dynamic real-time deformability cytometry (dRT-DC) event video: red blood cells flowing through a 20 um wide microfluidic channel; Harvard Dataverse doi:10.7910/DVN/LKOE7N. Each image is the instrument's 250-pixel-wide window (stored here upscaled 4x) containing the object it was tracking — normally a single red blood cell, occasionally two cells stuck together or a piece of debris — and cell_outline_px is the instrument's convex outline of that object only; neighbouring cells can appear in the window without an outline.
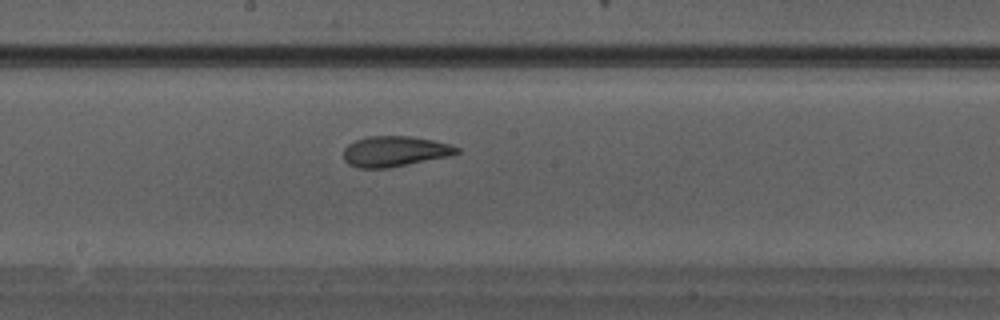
{"species": "Egyptian fruit bat (a non-hibernating species)", "species_latin": "Rousettus aegyptiacus", "temperature_condition": "warm", "stored_images_in_passage": 27, "camera_frame_rate_fps": 3000, "um_per_image_px": 0.085, "animal": {"sex": "male"}, "frame": {"image": 1, "passage_image": 12, "time_ms": 3.667, "image_size_px": [1000, 320], "cell_outline_px": [[460, 152], [452, 156], [388, 168], [356, 168], [348, 164], [344, 160], [344, 148], [348, 144], [356, 140], [368, 136], [408, 136], [432, 140], [448, 144], [460, 148]], "centroid_in_image_um": [33.55, 12.87], "position_along_channel_um": 214.6, "area_um2": 20.23}}